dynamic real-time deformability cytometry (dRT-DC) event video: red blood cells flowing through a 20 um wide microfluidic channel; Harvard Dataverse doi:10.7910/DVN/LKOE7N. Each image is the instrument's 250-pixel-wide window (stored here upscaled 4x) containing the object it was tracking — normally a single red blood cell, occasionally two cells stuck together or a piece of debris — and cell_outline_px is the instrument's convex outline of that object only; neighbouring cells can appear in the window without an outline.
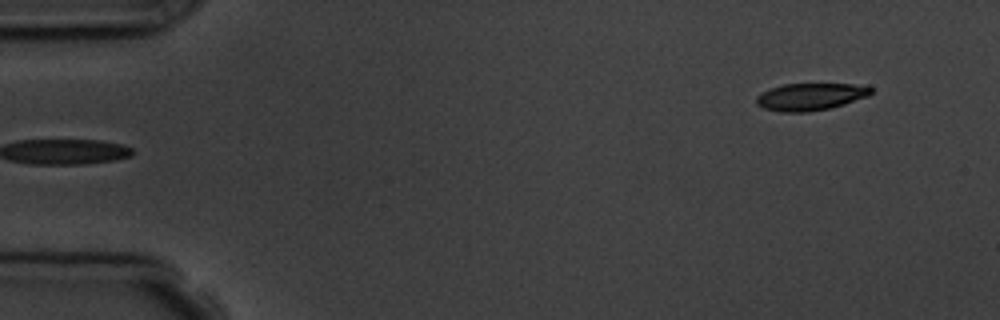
{"species": "common noctule bat (a hibernating species)", "species_latin": "Nyctalus noctula", "temperature_condition": "room temperature", "stored_images_in_passage": 4, "segment_of_instrument_passage": [2, 2], "camera_frame_rate_fps": 3000, "um_per_image_px": 0.085, "animal": {"sex": "male", "body_mass_g": 19.5, "forearm_length_mm": 54.6}, "frame": {"image": 1, "passage_image": 4, "time_ms": 4.667, "image_size_px": [1000, 320], "cell_outline_px": [[872, 92], [868, 96], [832, 108], [808, 112], [780, 112], [764, 108], [756, 104], [756, 96], [772, 88], [784, 84], [852, 84], [872, 88]], "centroid_in_image_um": [68.87, 8.23], "position_along_channel_um": 16.1, "area_um2": 18.03}}